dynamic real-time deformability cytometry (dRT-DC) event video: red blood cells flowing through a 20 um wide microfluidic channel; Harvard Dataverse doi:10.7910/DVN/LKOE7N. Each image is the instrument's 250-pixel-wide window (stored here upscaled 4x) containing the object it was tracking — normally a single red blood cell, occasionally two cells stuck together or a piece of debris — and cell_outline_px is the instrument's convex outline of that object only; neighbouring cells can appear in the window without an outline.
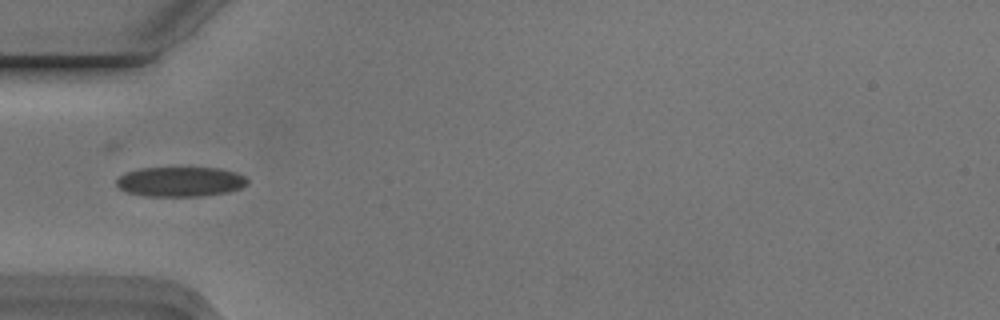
{"species": "Egyptian fruit bat (a non-hibernating species)", "species_latin": "Rousettus aegyptiacus", "temperature_condition": "cold", "stored_images_in_passage": 5, "camera_frame_rate_fps": 3000, "um_per_image_px": 0.085, "animal": {"sex": "male"}, "frame": {"image": 1, "passage_image": 5, "time_ms": 1.333, "image_size_px": [1000, 320], "cell_outline_px": [[248, 184], [240, 188], [228, 192], [204, 196], [144, 196], [128, 192], [120, 188], [116, 184], [116, 180], [124, 172], [140, 168], [220, 168], [236, 172], [244, 176], [248, 180]], "centroid_in_image_um": [15.34, 15.44], "position_along_channel_um": 69.7, "area_um2": 22.83}}